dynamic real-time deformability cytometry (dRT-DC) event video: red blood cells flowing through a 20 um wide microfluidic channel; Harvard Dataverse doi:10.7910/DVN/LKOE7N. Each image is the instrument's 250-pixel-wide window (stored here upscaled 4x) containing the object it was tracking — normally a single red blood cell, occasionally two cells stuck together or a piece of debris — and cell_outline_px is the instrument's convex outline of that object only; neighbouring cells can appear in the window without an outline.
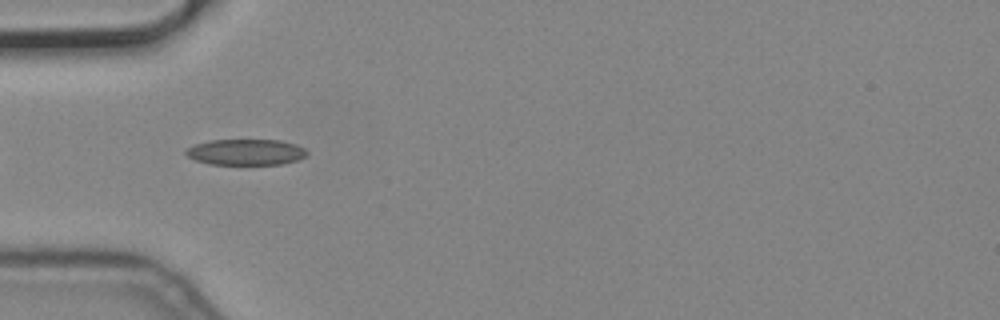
{"species": "common noctule bat (a hibernating species)", "species_latin": "Nyctalus noctula", "temperature_condition": "cold", "stored_images_in_passage": 6, "camera_frame_rate_fps": 3000, "um_per_image_px": 0.085, "animal": {"sex": "male", "body_mass_g": 19.2, "forearm_length_mm": 51.8}, "frame": {"image": 1, "passage_image": 2, "time_ms": 0.333, "image_size_px": [1000, 320], "cell_outline_px": [[308, 152], [304, 156], [296, 160], [280, 164], [208, 164], [196, 160], [188, 156], [184, 152], [188, 148], [196, 144], [208, 140], [280, 140], [296, 144], [304, 148]], "centroid_in_image_um": [20.89, 12.92], "position_along_channel_um": 64.1, "area_um2": 18.15}}
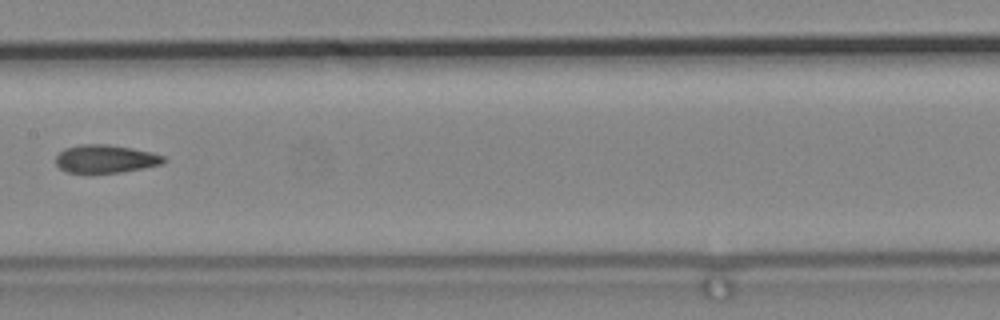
{"frame": {"image": 2, "passage_image": 5, "time_ms": 1.333, "image_size_px": [1000, 320], "cell_outline_px": [[168, 160], [160, 164], [120, 172], [68, 172], [60, 168], [56, 164], [56, 156], [64, 148], [80, 144], [108, 144], [132, 148], [152, 152], [164, 156]], "centroid_in_image_um": [8.96, 13.48], "position_along_channel_um": 198.4, "area_um2": 17.46}}
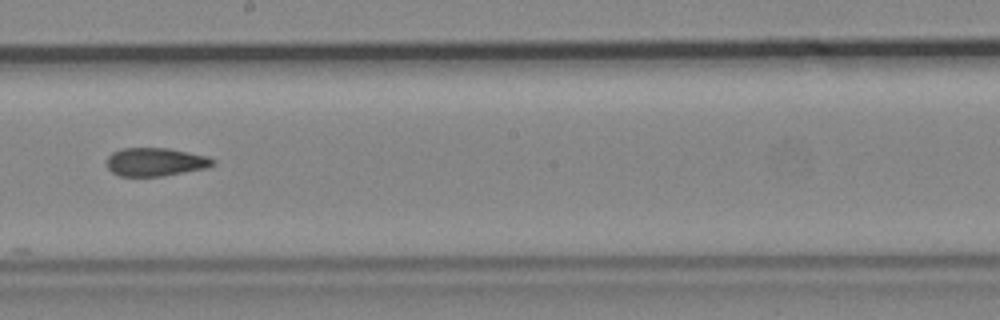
{"frame": {"image": 3, "passage_image": 6, "time_ms": 1.667, "image_size_px": [1000, 320], "cell_outline_px": [[216, 164], [208, 168], [160, 176], [120, 176], [112, 172], [108, 168], [104, 160], [112, 152], [120, 148], [168, 148], [208, 156], [216, 160]], "centroid_in_image_um": [13.2, 13.76], "position_along_channel_um": 235.0, "area_um2": 17.74}}